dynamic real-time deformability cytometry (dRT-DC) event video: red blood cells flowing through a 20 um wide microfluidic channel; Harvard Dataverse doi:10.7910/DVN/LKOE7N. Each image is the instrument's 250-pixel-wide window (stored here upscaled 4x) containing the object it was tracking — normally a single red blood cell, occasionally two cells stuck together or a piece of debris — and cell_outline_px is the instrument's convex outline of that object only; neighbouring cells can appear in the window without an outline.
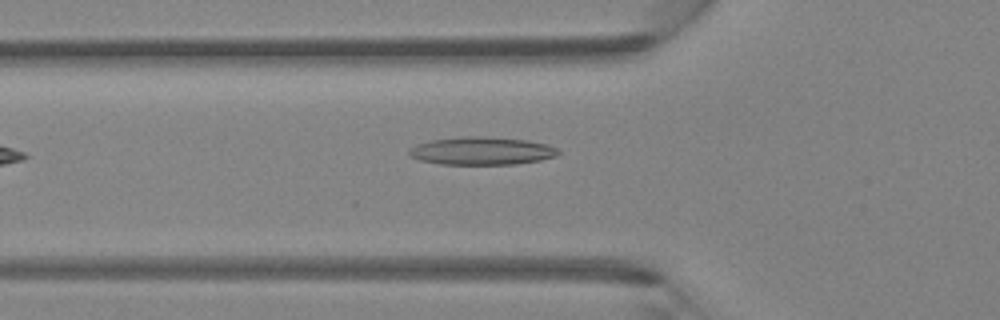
{"species": "Egyptian fruit bat (a non-hibernating species)", "species_latin": "Rousettus aegyptiacus", "temperature_condition": "room temperature", "stored_images_in_passage": 20, "camera_frame_rate_fps": 3000, "um_per_image_px": 0.085, "animal": {"sex": "female"}, "frame": {"image": 1, "passage_image": 2, "time_ms": 0.333, "image_size_px": [1000, 320], "cell_outline_px": [[560, 152], [556, 156], [540, 160], [516, 164], [440, 164], [420, 160], [412, 156], [408, 152], [416, 144], [432, 140], [468, 136], [480, 136], [528, 140], [548, 144], [556, 148]], "centroid_in_image_um": [40.98, 12.82], "position_along_channel_um": 84.8, "area_um2": 24.04}}
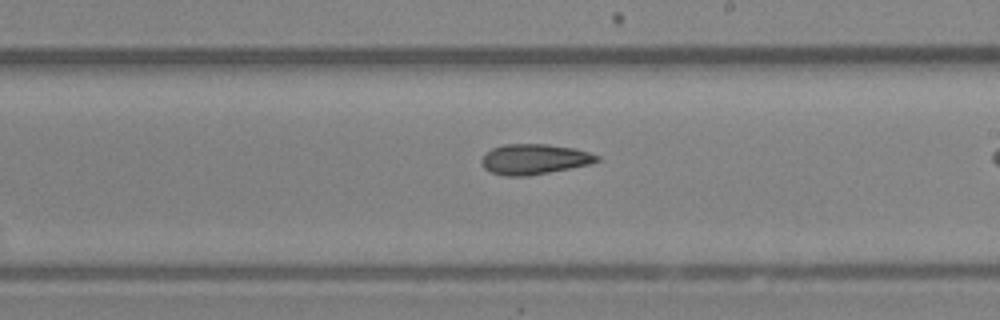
{"frame": {"image": 2, "passage_image": 10, "time_ms": 3.0, "image_size_px": [1000, 320], "cell_outline_px": [[600, 160], [592, 164], [528, 176], [504, 176], [492, 172], [484, 168], [480, 160], [492, 148], [504, 144], [548, 144], [576, 148], [600, 156]], "centroid_in_image_um": [45.45, 13.53], "position_along_channel_um": 243.6, "area_um2": 20.46}}
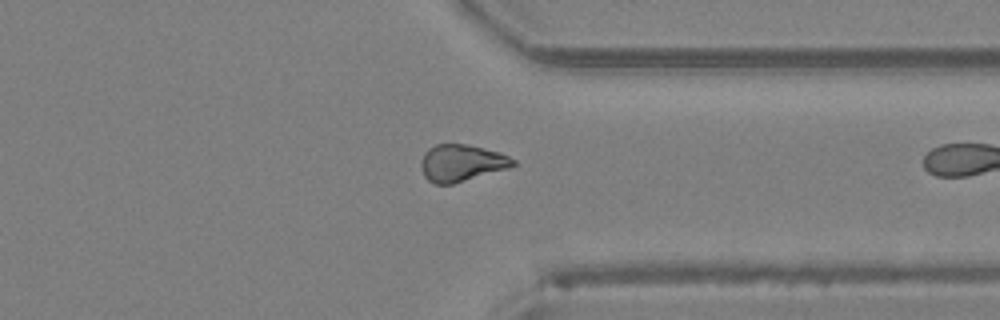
{"frame": {"image": 3, "passage_image": 19, "time_ms": 6.0, "image_size_px": [1000, 320], "cell_outline_px": [[516, 164], [508, 168], [452, 184], [436, 184], [428, 180], [424, 176], [420, 168], [420, 160], [424, 152], [428, 148], [436, 144], [468, 144], [500, 152], [516, 160]], "centroid_in_image_um": [39.2, 13.84], "position_along_channel_um": 372.2, "area_um2": 19.88}}